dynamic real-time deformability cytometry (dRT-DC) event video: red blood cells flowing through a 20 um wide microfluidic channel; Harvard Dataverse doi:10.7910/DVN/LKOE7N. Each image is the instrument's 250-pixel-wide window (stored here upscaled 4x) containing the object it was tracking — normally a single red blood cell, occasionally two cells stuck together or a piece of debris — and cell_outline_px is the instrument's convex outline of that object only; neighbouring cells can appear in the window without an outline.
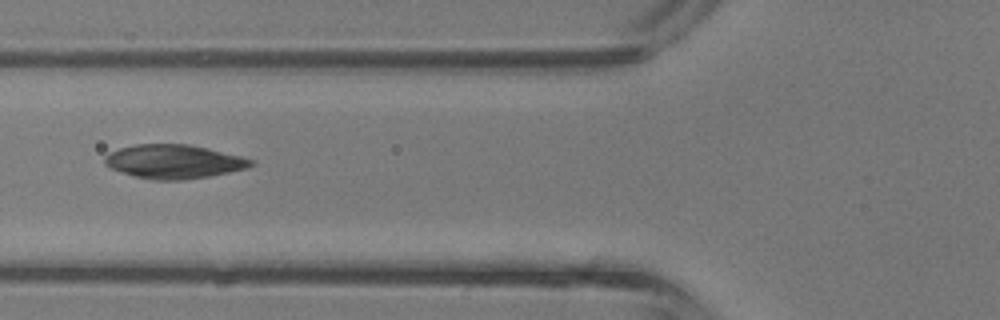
{"species": "common noctule bat (a hibernating species)", "species_latin": "Nyctalus noctula", "temperature_condition": "room temperature", "stored_images_in_passage": 5, "camera_frame_rate_fps": 3000, "um_per_image_px": 0.085, "animal": {"sex": "male", "body_mass_g": 13.3}, "frame": {"image": 1, "passage_image": 5, "time_ms": 1.333, "image_size_px": [1000, 320], "cell_outline_px": [[256, 164], [248, 168], [208, 176], [180, 180], [152, 180], [136, 176], [112, 168], [104, 164], [104, 156], [108, 152], [120, 148], [136, 144], [188, 144], [208, 148], [256, 160]], "centroid_in_image_um": [14.79, 13.72], "position_along_channel_um": 111.0, "area_um2": 28.78}}